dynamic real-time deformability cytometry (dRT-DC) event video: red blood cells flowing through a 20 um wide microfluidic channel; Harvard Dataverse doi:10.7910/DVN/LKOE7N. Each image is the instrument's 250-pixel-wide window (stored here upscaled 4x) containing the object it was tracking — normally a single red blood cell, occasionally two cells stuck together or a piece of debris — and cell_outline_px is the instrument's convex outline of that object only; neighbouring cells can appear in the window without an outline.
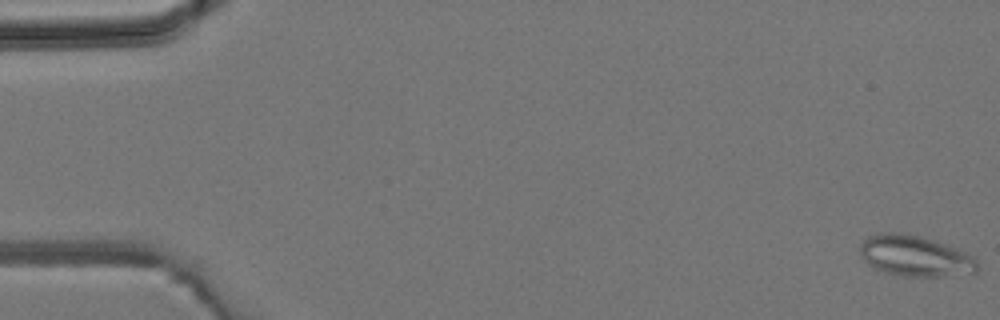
{"species": "common noctule bat (a hibernating species)", "species_latin": "Nyctalus noctula", "temperature_condition": "room temperature", "stored_images_in_passage": 3, "camera_frame_rate_fps": 3000, "um_per_image_px": 0.085, "animal": {"sex": "male", "body_mass_g": 19.2, "forearm_length_mm": 51.8}, "frame": {"image": 1, "passage_image": 3, "time_ms": 2.333, "image_size_px": [1000, 320], "cell_outline_px": [[976, 272], [972, 276], [900, 276], [884, 272], [872, 268], [860, 256], [860, 244], [868, 236], [880, 232], [900, 232], [920, 236], [956, 248], [972, 256], [976, 260]], "centroid_in_image_um": [77.77, 21.77], "position_along_channel_um": 7.2, "area_um2": 28.26}}